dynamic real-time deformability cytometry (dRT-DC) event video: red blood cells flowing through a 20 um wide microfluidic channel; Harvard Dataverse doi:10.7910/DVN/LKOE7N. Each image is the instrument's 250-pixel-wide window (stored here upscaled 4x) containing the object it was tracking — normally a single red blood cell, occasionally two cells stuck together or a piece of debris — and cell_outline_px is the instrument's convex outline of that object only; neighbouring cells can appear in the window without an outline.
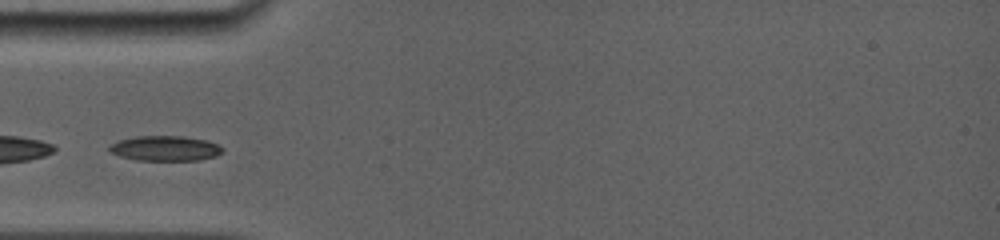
{"species": "common noctule bat (a hibernating species)", "species_latin": "Nyctalus noctula", "temperature_condition": "room temperature", "stored_images_in_passage": 23, "camera_frame_rate_fps": 5000, "um_per_image_px": 0.085, "animal": {"sex": "female", "body_mass_g": 19.0, "forearm_length_mm": 56.7}, "frame": {"image": 1, "passage_image": 1, "time_ms": 0.0, "image_size_px": [1000, 240], "cell_outline_px": [[224, 152], [216, 156], [200, 160], [136, 160], [120, 156], [108, 152], [108, 148], [112, 144], [120, 140], [136, 136], [184, 136], [208, 140], [224, 148]], "centroid_in_image_um": [14.07, 12.61], "position_along_channel_um": 70.9, "area_um2": 16.65}}
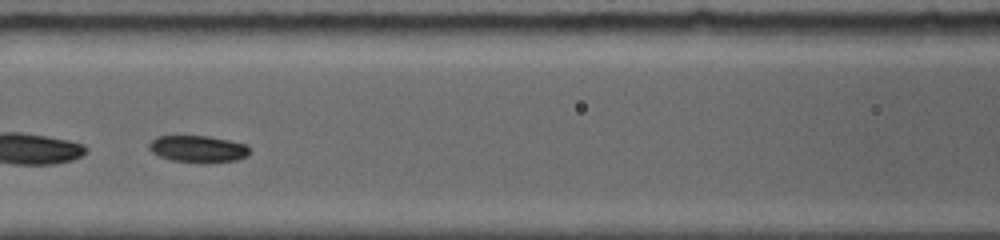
{"frame": {"image": 2, "passage_image": 5, "time_ms": 2.0, "image_size_px": [1000, 240], "cell_outline_px": [[248, 156], [236, 160], [172, 160], [160, 156], [152, 152], [148, 148], [148, 144], [156, 136], [208, 136], [248, 144]], "centroid_in_image_um": [16.8, 12.6], "position_along_channel_um": 149.8, "area_um2": 14.97}}